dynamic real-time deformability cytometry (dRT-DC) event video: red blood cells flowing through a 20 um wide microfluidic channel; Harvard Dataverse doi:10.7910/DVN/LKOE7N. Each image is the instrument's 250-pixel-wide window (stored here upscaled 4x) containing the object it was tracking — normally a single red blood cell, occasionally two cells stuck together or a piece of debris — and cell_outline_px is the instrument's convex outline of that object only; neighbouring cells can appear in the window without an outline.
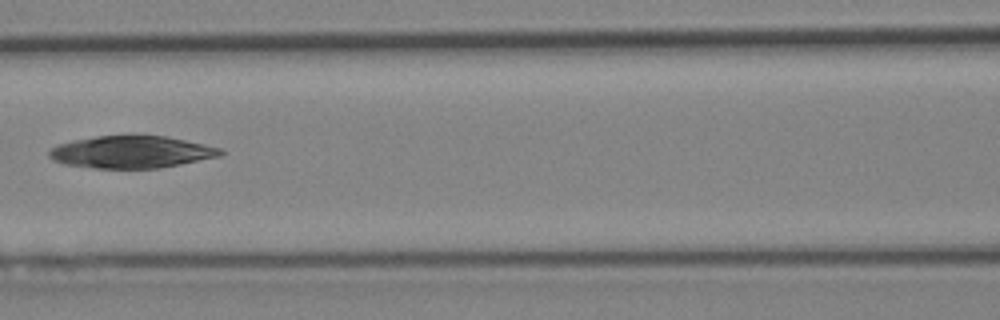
{"species": "Egyptian fruit bat (a non-hibernating species)", "species_latin": "Rousettus aegyptiacus", "temperature_condition": "cold", "stored_images_in_passage": 6, "camera_frame_rate_fps": 3000, "um_per_image_px": 0.085, "animal": {"sex": "female"}, "frame": {"image": 1, "passage_image": 6, "time_ms": 7.0, "image_size_px": [1000, 320], "cell_outline_px": [[224, 152], [220, 156], [160, 168], [96, 168], [64, 164], [48, 156], [48, 152], [52, 148], [60, 144], [72, 140], [96, 136], [164, 136], [204, 144], [220, 148]], "centroid_in_image_um": [11.17, 12.92], "position_along_channel_um": 155.4, "area_um2": 31.73}}